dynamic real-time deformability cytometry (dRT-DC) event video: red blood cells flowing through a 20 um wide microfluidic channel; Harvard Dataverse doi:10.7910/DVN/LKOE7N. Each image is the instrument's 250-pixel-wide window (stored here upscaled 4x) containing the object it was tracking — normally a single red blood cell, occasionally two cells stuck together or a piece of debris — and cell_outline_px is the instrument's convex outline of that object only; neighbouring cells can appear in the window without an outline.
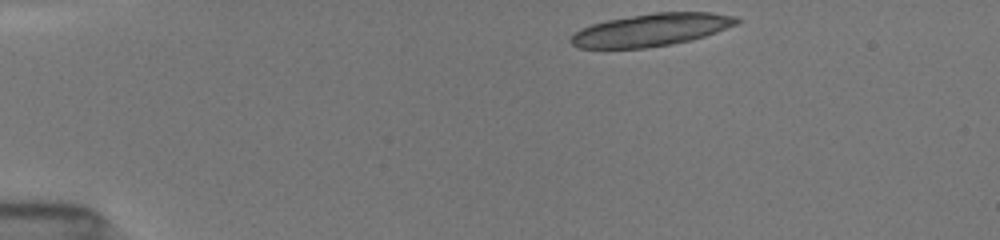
{"species": "common noctule bat (a hibernating species)", "species_latin": "Nyctalus noctula", "temperature_condition": "room temperature", "stored_images_in_passage": 39, "camera_frame_rate_fps": 3000, "um_per_image_px": 0.085, "animal": {"sex": "female", "body_mass_g": 19.5, "forearm_length_mm": 54.1}, "frame": {"image": 1, "passage_image": 1, "time_ms": 0.0, "image_size_px": [1000, 240], "cell_outline_px": [[744, 20], [736, 24], [716, 32], [692, 40], [672, 44], [644, 48], [580, 48], [572, 44], [568, 40], [580, 28], [592, 24], [608, 20], [656, 12], [712, 12], [736, 16]], "centroid_in_image_um": [55.39, 2.53], "position_along_channel_um": 29.6, "area_um2": 31.39}}